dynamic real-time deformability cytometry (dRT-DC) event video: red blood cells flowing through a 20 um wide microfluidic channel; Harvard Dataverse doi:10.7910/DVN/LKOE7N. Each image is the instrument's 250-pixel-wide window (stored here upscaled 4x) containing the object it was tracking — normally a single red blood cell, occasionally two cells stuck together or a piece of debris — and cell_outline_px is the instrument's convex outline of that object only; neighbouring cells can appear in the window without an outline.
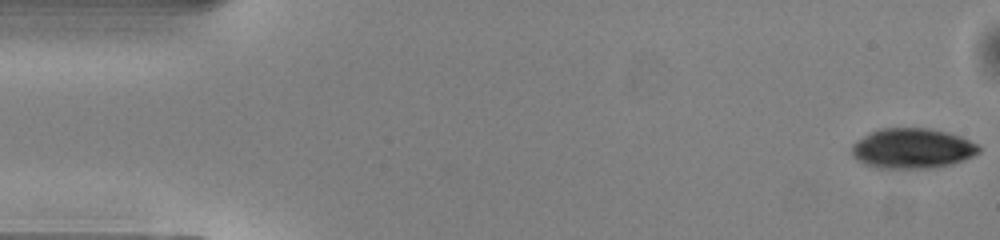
{"species": "common noctule bat (a hibernating species)", "species_latin": "Nyctalus noctula", "temperature_condition": "warm", "stored_images_in_passage": 50, "camera_frame_rate_fps": 3000, "um_per_image_px": 0.085, "animal": {"sex": "male", "body_mass_g": 13.0, "forearm_length_mm": 53.1}, "frame": {"image": 1, "passage_image": 1, "time_ms": 0.0, "image_size_px": [1000, 240], "cell_outline_px": [[980, 152], [964, 160], [952, 164], [932, 168], [876, 168], [864, 164], [856, 160], [852, 156], [852, 144], [856, 140], [880, 128], [932, 128], [948, 132], [960, 136], [976, 144], [980, 148]], "centroid_in_image_um": [77.53, 12.62], "position_along_channel_um": 7.5, "area_um2": 29.88}}
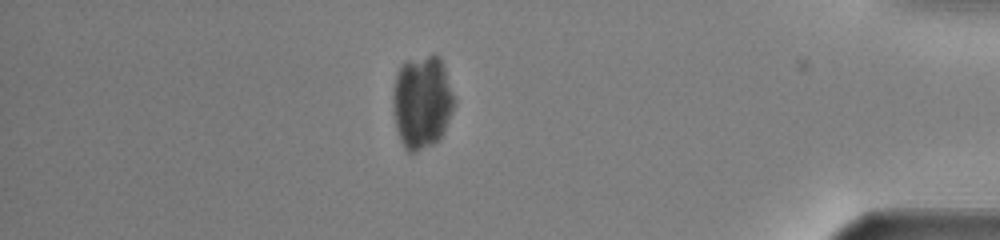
{"frame": {"image": 2, "passage_image": 43, "time_ms": 14.0, "image_size_px": [1000, 240], "cell_outline_px": [[456, 104], [440, 140], [416, 152], [408, 152], [404, 148], [400, 140], [396, 128], [392, 112], [392, 96], [396, 72], [400, 64], [408, 60], [432, 52], [436, 52], [440, 56], [456, 100]], "centroid_in_image_um": [35.86, 8.63], "position_along_channel_um": 399.3, "area_um2": 34.28}}
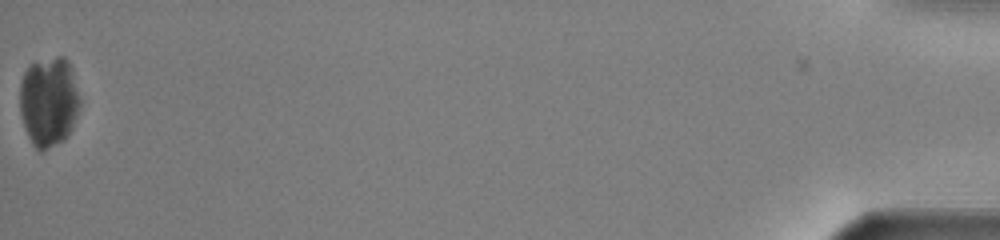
{"frame": {"image": 3, "passage_image": 50, "time_ms": 16.333, "image_size_px": [1000, 240], "cell_outline_px": [[80, 104], [72, 128], [68, 136], [64, 140], [40, 152], [32, 144], [24, 128], [20, 112], [20, 80], [24, 72], [32, 64], [56, 56], [64, 56], [68, 60], [72, 68], [80, 100]], "centroid_in_image_um": [4.14, 8.64], "position_along_channel_um": 431.1, "area_um2": 31.56}}